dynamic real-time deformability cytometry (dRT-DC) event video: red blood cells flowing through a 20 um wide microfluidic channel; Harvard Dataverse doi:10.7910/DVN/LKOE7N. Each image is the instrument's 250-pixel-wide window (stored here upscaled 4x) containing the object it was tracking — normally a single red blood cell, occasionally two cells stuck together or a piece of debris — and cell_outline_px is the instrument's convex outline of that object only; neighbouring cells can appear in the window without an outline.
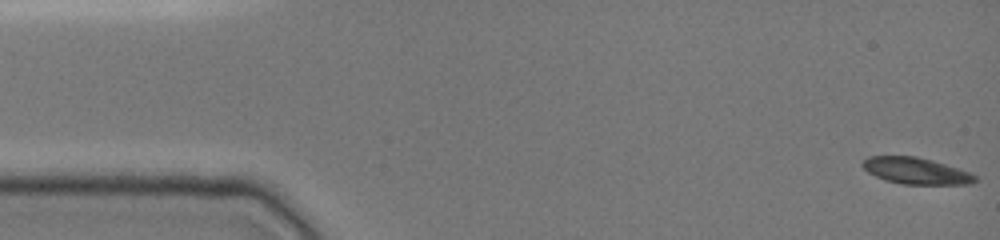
{"species": "common noctule bat (a hibernating species)", "species_latin": "Nyctalus noctula", "temperature_condition": "cold", "stored_images_in_passage": 48, "camera_frame_rate_fps": 3000, "um_per_image_px": 0.085, "animal": {"sex": "female", "body_mass_g": 19.0, "forearm_length_mm": 51.5}, "frame": {"image": 1, "passage_image": 1, "time_ms": 0.0, "image_size_px": [1000, 240], "cell_outline_px": [[976, 180], [964, 184], [904, 184], [888, 180], [876, 176], [868, 172], [864, 168], [864, 160], [872, 156], [912, 156], [944, 164], [968, 172], [976, 176]], "centroid_in_image_um": [77.84, 14.52], "position_along_channel_um": 7.2, "area_um2": 16.59}}
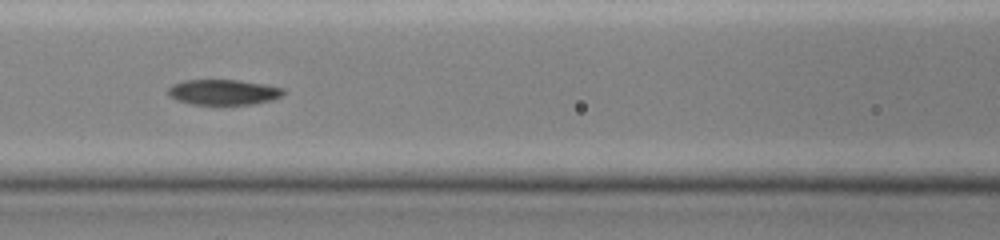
{"frame": {"image": 2, "passage_image": 21, "time_ms": 6.667, "image_size_px": [1000, 240], "cell_outline_px": [[284, 92], [280, 96], [272, 100], [252, 104], [192, 104], [176, 100], [168, 96], [168, 88], [172, 84], [184, 80], [240, 80], [264, 84], [284, 88]], "centroid_in_image_um": [18.96, 7.83], "position_along_channel_um": 147.6, "area_um2": 17.05}}
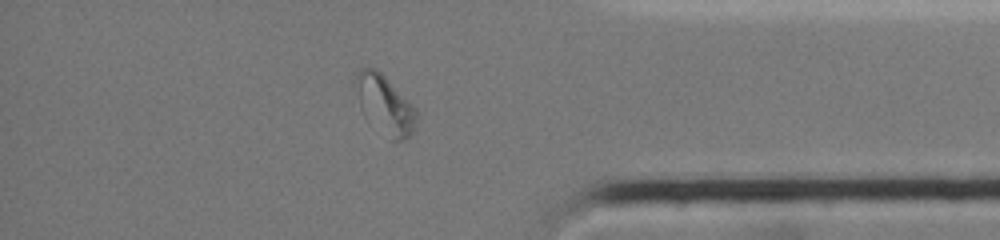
{"frame": {"image": 3, "passage_image": 41, "time_ms": 13.333, "image_size_px": [1000, 240], "cell_outline_px": [[416, 124], [412, 132], [408, 136], [400, 140], [388, 140], [364, 116], [360, 108], [356, 76], [356, 72], [360, 68], [376, 68], [416, 108]], "centroid_in_image_um": [32.71, 8.93], "position_along_channel_um": 402.5, "area_um2": 20.46}, "authors_computed_cell_mechanics": {"area_um2": 17.4267, "velocity_mm_per_s": 3.964, "shape_relaxation_time_tau1_ms": 6.7265, "shape_relaxation_time_tau2_ms": 7.3116, "deformation_change_tau1": 0.212, "deformation_change_tau2": 0.1002}}